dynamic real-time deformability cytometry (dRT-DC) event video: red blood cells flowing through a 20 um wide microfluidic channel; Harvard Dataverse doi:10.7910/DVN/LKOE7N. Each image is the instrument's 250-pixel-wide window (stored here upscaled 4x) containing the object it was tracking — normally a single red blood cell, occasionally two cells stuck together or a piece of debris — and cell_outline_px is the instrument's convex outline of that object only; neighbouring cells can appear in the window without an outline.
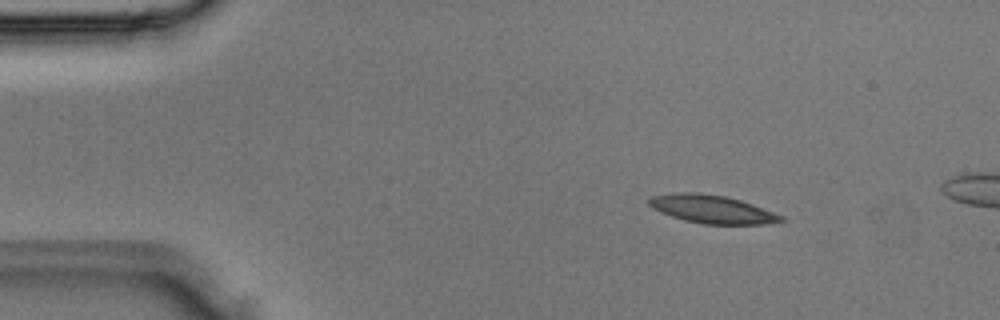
{"species": "Egyptian fruit bat (a non-hibernating species)", "species_latin": "Rousettus aegyptiacus", "temperature_condition": "room temperature", "stored_images_in_passage": 3, "camera_frame_rate_fps": 3000, "um_per_image_px": 0.085, "animal": {"sex": "male"}, "frame": {"image": 1, "passage_image": 1, "time_ms": 0.0, "image_size_px": [1000, 320], "cell_outline_px": [[788, 220], [768, 224], [704, 224], [684, 220], [672, 216], [652, 208], [648, 204], [648, 200], [652, 196], [680, 192], [696, 192], [724, 196], [740, 200], [752, 204], [784, 216]], "centroid_in_image_um": [60.56, 17.79], "position_along_channel_um": 24.4, "area_um2": 21.56}}